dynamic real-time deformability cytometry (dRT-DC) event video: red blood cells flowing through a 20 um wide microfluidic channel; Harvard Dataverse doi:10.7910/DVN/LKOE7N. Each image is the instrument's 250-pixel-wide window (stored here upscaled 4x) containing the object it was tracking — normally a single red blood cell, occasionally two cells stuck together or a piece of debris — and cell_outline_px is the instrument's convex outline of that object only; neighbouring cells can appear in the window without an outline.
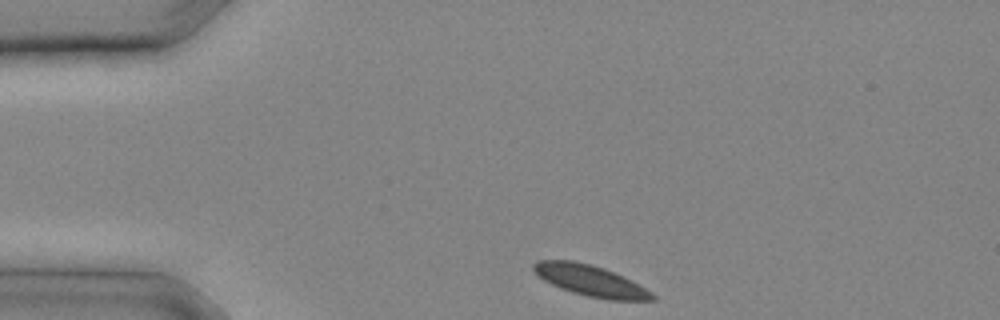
{"species": "common noctule bat (a hibernating species)", "species_latin": "Nyctalus noctula", "temperature_condition": "cold", "stored_images_in_passage": 7, "camera_frame_rate_fps": 3000, "um_per_image_px": 0.085, "animal": {"sex": "male", "body_mass_g": 20.4}, "frame": {"image": 1, "passage_image": 1, "time_ms": 0.0, "image_size_px": [1000, 320], "cell_outline_px": [[656, 300], [608, 300], [588, 296], [572, 292], [560, 288], [544, 280], [532, 268], [532, 264], [536, 260], [572, 260], [592, 264], [604, 268], [624, 276], [632, 280], [652, 292], [656, 296]], "centroid_in_image_um": [50.21, 23.85], "position_along_channel_um": 34.8, "area_um2": 21.5}}
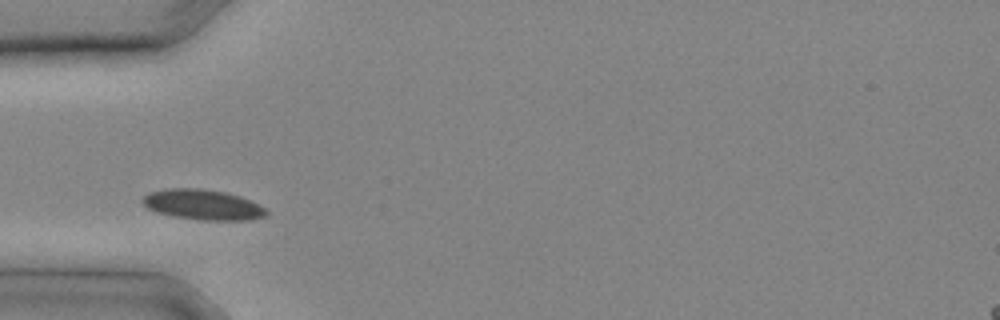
{"frame": {"image": 2, "passage_image": 4, "time_ms": 1.0, "image_size_px": [1000, 320], "cell_outline_px": [[268, 216], [252, 220], [200, 220], [172, 216], [156, 212], [148, 208], [140, 200], [148, 192], [168, 188], [200, 188], [224, 192], [240, 196], [260, 204], [268, 212]], "centroid_in_image_um": [17.25, 17.4], "position_along_channel_um": 67.7, "area_um2": 22.08}}
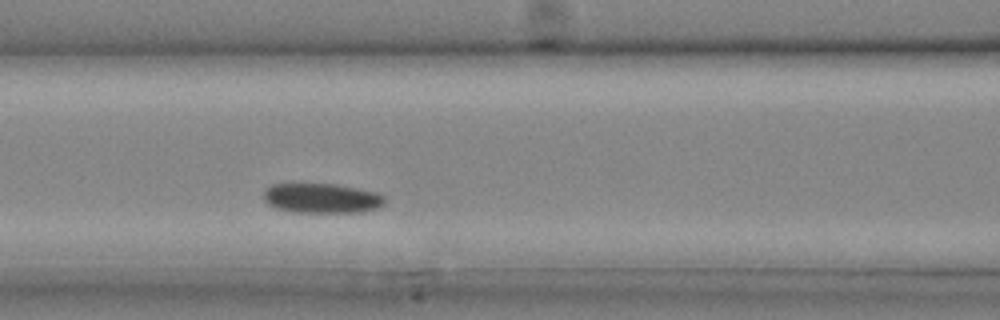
{"frame": {"image": 3, "passage_image": 7, "time_ms": 2.0, "image_size_px": [1000, 320], "cell_outline_px": [[384, 204], [380, 208], [360, 212], [292, 212], [276, 208], [268, 204], [264, 200], [264, 192], [272, 184], [336, 184], [376, 192], [384, 196]], "centroid_in_image_um": [27.36, 16.85], "position_along_channel_um": 139.2, "area_um2": 20.98}}